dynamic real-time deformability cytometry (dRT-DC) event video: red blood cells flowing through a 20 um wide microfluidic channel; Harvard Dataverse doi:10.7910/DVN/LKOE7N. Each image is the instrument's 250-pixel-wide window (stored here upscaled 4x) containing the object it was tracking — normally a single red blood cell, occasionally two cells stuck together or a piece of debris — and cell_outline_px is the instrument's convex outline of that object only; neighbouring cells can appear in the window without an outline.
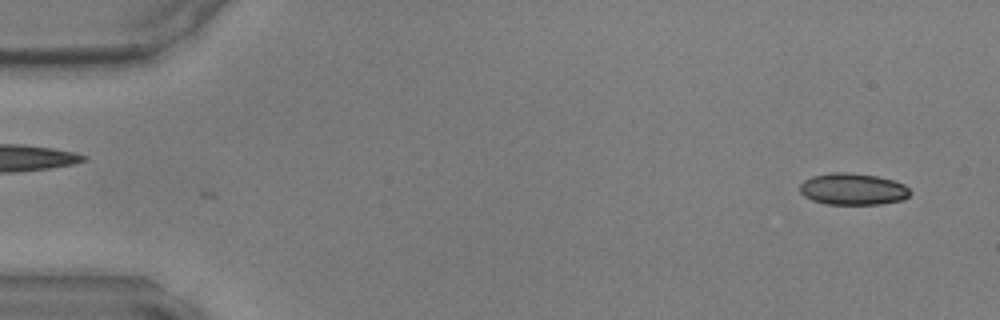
{"species": "common noctule bat (a hibernating species)", "species_latin": "Nyctalus noctula", "temperature_condition": "warm", "stored_images_in_passage": 47, "camera_frame_rate_fps": 3000, "um_per_image_px": 0.085, "animal": {"sex": "male", "body_mass_g": 17.9, "forearm_length_mm": 54.2}, "frame": {"image": 1, "passage_image": 2, "time_ms": 0.333, "image_size_px": [1000, 320], "cell_outline_px": [[912, 192], [904, 200], [880, 204], [828, 204], [812, 200], [804, 196], [800, 192], [800, 184], [804, 180], [812, 176], [832, 172], [844, 172], [876, 176], [892, 180], [904, 184]], "centroid_in_image_um": [72.5, 16.08], "position_along_channel_um": 12.5, "area_um2": 20.35}}
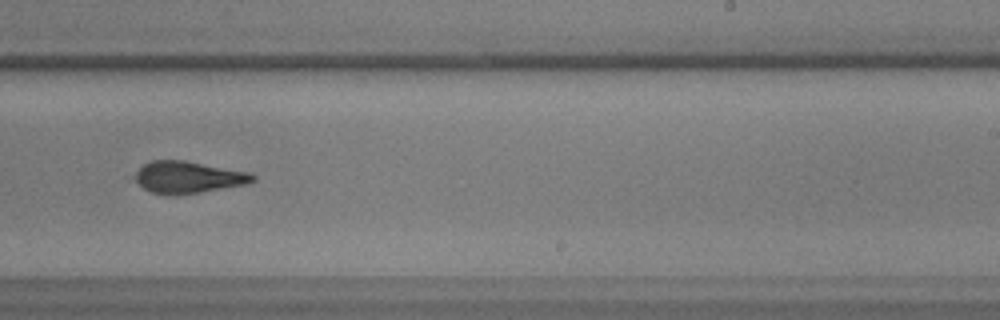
{"frame": {"image": 2, "passage_image": 29, "time_ms": 9.333, "image_size_px": [1000, 320], "cell_outline_px": [[256, 180], [248, 184], [176, 196], [152, 192], [144, 188], [136, 180], [136, 172], [144, 164], [152, 160], [184, 160], [252, 172], [256, 176]], "centroid_in_image_um": [16.06, 15.06], "position_along_channel_um": 272.9, "area_um2": 21.96}}
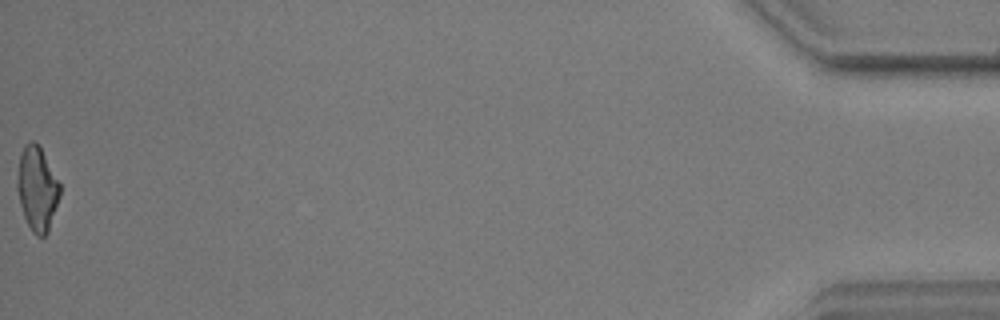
{"frame": {"image": 3, "passage_image": 47, "time_ms": 15.333, "image_size_px": [1000, 320], "cell_outline_px": [[60, 196], [48, 232], [44, 236], [36, 236], [32, 232], [24, 216], [20, 204], [16, 188], [16, 184], [20, 156], [24, 144], [32, 140], [40, 144], [60, 184]], "centroid_in_image_um": [3.16, 16.01], "position_along_channel_um": 432.0, "area_um2": 21.04}}